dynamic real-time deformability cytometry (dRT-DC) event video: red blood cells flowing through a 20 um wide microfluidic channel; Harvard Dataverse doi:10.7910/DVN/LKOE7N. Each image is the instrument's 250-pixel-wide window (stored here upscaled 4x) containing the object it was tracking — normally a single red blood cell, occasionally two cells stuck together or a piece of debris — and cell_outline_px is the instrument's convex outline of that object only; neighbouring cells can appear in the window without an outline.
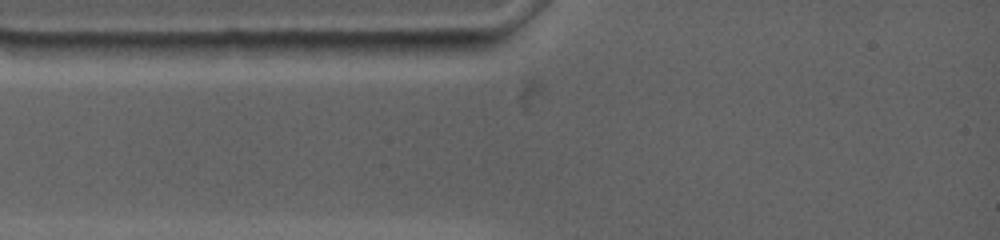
{"species": "common noctule bat (a hibernating species)", "species_latin": "Nyctalus noctula", "temperature_condition": "warm", "stored_images_in_passage": 2, "camera_frame_rate_fps": 4500, "um_per_image_px": 0.085, "animal": {"sex": "female", "body_mass_g": 19.0, "forearm_length_mm": 53.3}, "frame": {"image": 1, "passage_image": 1, "time_ms": 0.0, "image_size_px": [1000, 240], "cell_outline_px": [[504, 36], [496, 44], [460, 56], [420, 60], [412, 60], [372, 56], [364, 44], [364, 40], [500, 36]], "centroid_in_image_um": [36.42, 4.01], "position_along_channel_um": 48.6, "area_um2": 16.82}}